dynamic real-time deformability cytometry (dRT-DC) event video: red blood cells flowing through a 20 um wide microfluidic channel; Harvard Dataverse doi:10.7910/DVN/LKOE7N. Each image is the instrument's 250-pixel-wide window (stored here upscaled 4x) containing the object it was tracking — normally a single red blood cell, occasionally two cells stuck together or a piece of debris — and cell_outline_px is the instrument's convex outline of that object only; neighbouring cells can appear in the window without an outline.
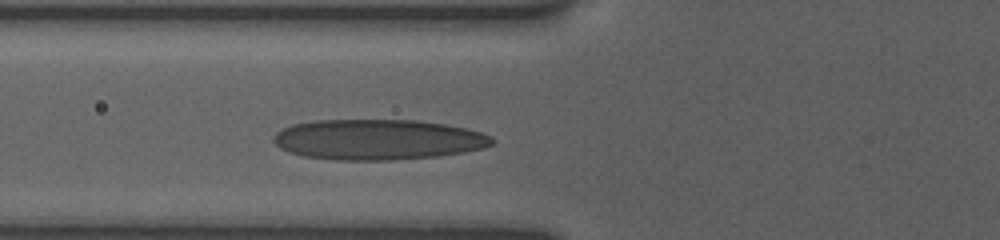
{"species": "human", "species_latin": "Homo sapiens", "temperature_condition": "room temperature", "stored_images_in_passage": 2, "camera_frame_rate_fps": 3000, "um_per_image_px": 0.085, "donor": {"sex": "female"}, "frame": {"image": 1, "passage_image": 2, "time_ms": 0.667, "image_size_px": [1000, 240], "cell_outline_px": [[496, 140], [492, 144], [484, 148], [464, 152], [436, 156], [392, 160], [336, 160], [300, 156], [288, 152], [280, 148], [272, 140], [272, 136], [276, 132], [292, 124], [312, 120], [416, 120], [444, 124], [464, 128], [480, 132], [492, 136]], "centroid_in_image_um": [32.08, 11.86], "position_along_channel_um": 93.7, "area_um2": 51.79}}